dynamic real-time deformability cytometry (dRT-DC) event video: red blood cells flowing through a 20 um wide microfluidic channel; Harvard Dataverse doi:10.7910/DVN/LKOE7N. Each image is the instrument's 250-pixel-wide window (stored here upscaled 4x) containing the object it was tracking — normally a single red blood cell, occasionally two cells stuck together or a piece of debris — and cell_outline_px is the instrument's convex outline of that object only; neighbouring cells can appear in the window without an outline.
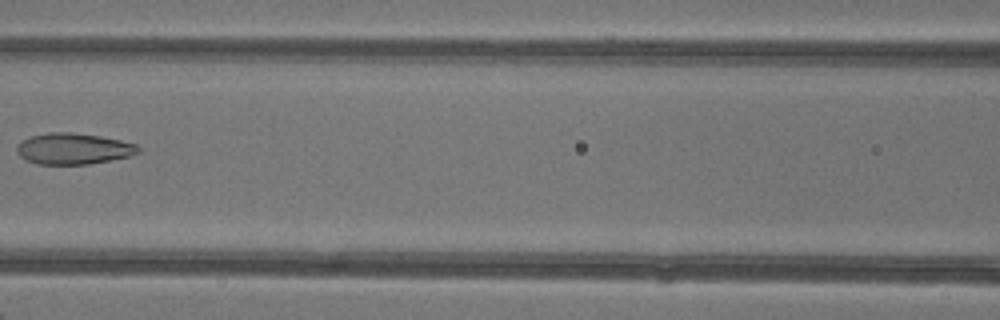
{"species": "common noctule bat (a hibernating species)", "species_latin": "Nyctalus noctula", "temperature_condition": "warm", "stored_images_in_passage": 7, "camera_frame_rate_fps": 3000, "um_per_image_px": 0.085, "animal": {"sex": "female"}, "frame": {"image": 1, "passage_image": 7, "time_ms": 7.333, "image_size_px": [1000, 320], "cell_outline_px": [[140, 152], [128, 156], [112, 160], [88, 164], [40, 164], [28, 160], [20, 156], [16, 152], [16, 144], [32, 136], [48, 132], [72, 132], [100, 136], [120, 140], [136, 144], [140, 148]], "centroid_in_image_um": [6.25, 12.63], "position_along_channel_um": 160.4, "area_um2": 21.96}}